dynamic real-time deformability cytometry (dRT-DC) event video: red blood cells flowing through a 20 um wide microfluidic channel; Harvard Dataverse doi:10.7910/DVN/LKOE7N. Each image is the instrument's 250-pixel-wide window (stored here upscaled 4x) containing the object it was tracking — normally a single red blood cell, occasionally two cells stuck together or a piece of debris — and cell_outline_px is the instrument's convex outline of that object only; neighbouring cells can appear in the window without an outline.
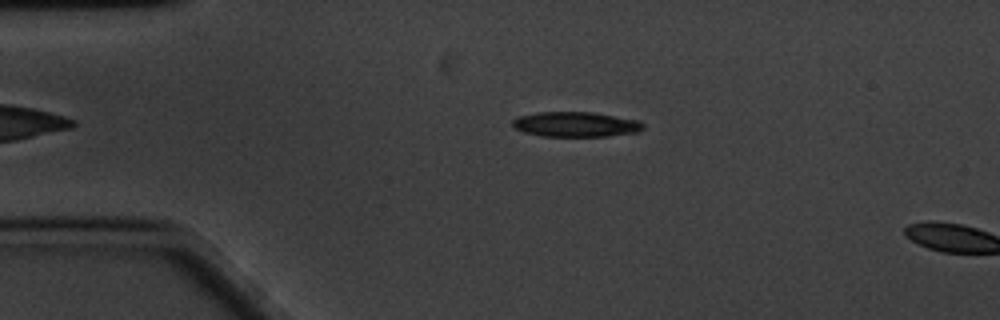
{"species": "common noctule bat (a hibernating species)", "species_latin": "Nyctalus noctula", "temperature_condition": "cold", "stored_images_in_passage": 6, "camera_frame_rate_fps": 3000, "um_per_image_px": 0.085, "animal": {"sex": "male", "body_mass_g": 20.1, "forearm_length_mm": 53.5}, "frame": {"image": 1, "passage_image": 4, "time_ms": 1.0, "image_size_px": [1000, 320], "cell_outline_px": [[644, 128], [640, 132], [608, 136], [540, 136], [524, 132], [516, 128], [512, 124], [512, 120], [520, 116], [536, 112], [592, 112], [640, 120], [644, 124]], "centroid_in_image_um": [48.98, 10.57], "position_along_channel_um": 36.0, "area_um2": 19.13}}